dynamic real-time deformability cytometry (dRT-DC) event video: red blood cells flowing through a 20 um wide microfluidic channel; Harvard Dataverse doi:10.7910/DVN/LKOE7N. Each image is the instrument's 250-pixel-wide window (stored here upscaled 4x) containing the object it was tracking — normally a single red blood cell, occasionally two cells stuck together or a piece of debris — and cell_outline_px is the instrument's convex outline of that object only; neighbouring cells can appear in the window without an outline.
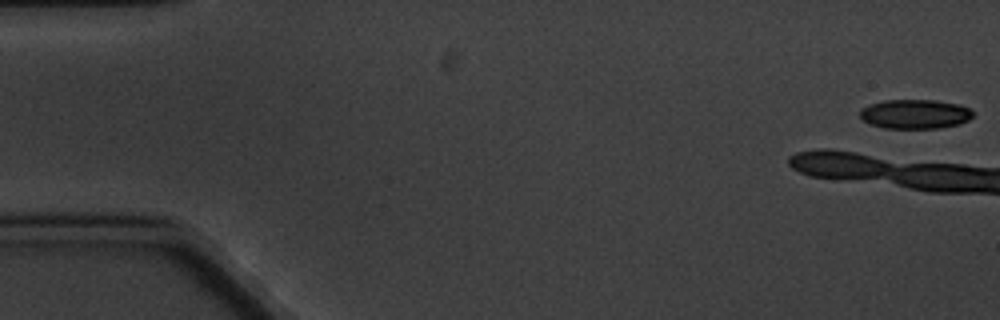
{"species": "common noctule bat (a hibernating species)", "species_latin": "Nyctalus noctula", "temperature_condition": "cold", "stored_images_in_passage": 4, "camera_frame_rate_fps": 3000, "um_per_image_px": 0.085, "animal": {"sex": "male", "body_mass_g": 20.1, "forearm_length_mm": 53.5}, "frame": {"image": 1, "passage_image": 1, "time_ms": 0.0, "image_size_px": [1000, 320], "cell_outline_px": [[972, 116], [968, 120], [960, 124], [940, 128], [884, 128], [872, 124], [864, 120], [860, 116], [860, 108], [868, 104], [884, 100], [936, 100], [960, 104], [968, 108], [972, 112]], "centroid_in_image_um": [77.77, 9.69], "position_along_channel_um": 7.2, "area_um2": 19.36}}